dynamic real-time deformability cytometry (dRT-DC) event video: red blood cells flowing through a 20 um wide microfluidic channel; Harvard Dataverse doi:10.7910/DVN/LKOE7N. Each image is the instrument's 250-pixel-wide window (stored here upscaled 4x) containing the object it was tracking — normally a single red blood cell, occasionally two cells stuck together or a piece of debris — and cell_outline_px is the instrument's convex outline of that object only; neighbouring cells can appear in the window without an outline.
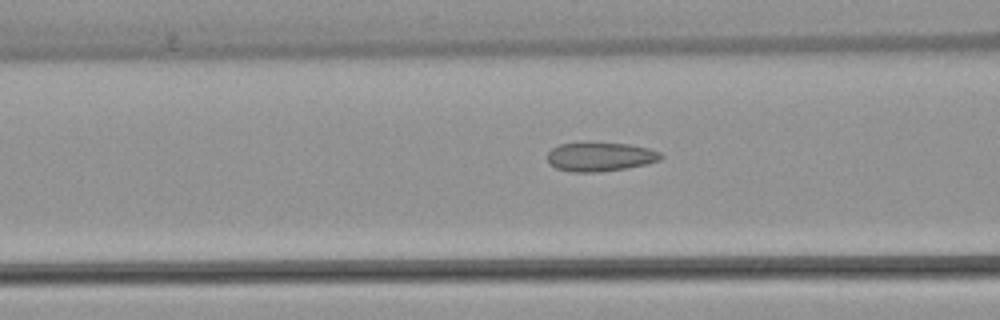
{"species": "common noctule bat (a hibernating species)", "species_latin": "Nyctalus noctula", "temperature_condition": "warm", "stored_images_in_passage": 50, "camera_frame_rate_fps": 3000, "um_per_image_px": 0.085, "animal": {"sex": "female", "body_mass_g": 22.7, "forearm_length_mm": 54.2}, "frame": {"image": 1, "passage_image": 20, "time_ms": 6.333, "image_size_px": [1000, 320], "cell_outline_px": [[664, 156], [660, 160], [648, 164], [600, 172], [572, 172], [556, 168], [548, 164], [548, 152], [552, 148], [560, 144], [628, 144], [648, 148], [660, 152]], "centroid_in_image_um": [51.02, 13.35], "position_along_channel_um": 115.6, "area_um2": 18.84}}
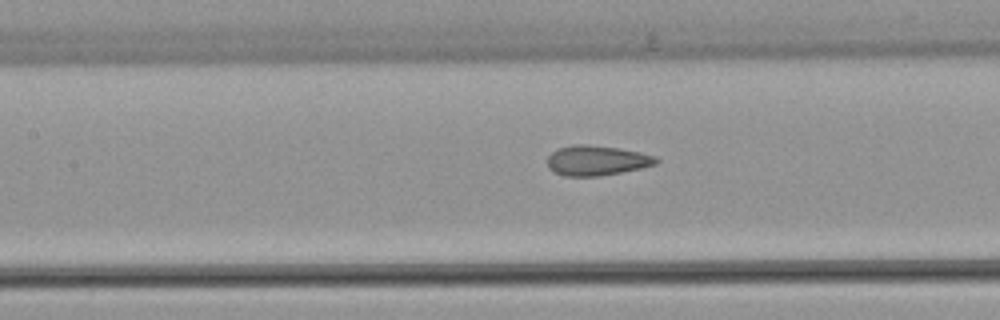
{"frame": {"image": 2, "passage_image": 23, "time_ms": 7.333, "image_size_px": [1000, 320], "cell_outline_px": [[660, 160], [656, 164], [640, 168], [600, 176], [564, 176], [552, 172], [548, 168], [548, 156], [552, 152], [560, 148], [572, 144], [588, 144], [616, 148], [640, 152], [656, 156]], "centroid_in_image_um": [50.7, 13.64], "position_along_channel_um": 156.7, "area_um2": 19.02}}
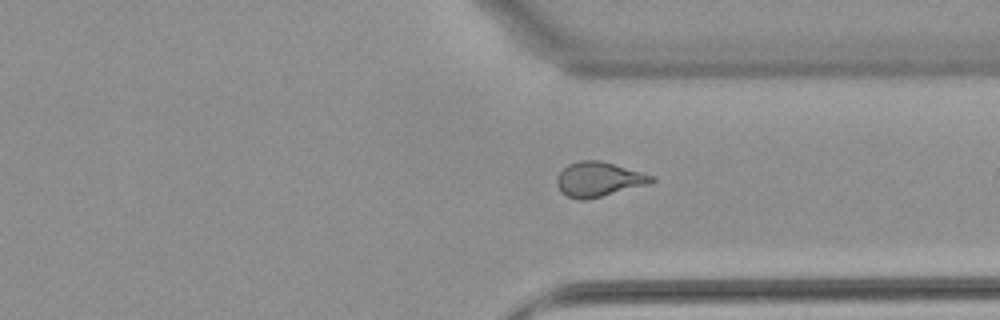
{"frame": {"image": 3, "passage_image": 38, "time_ms": 12.333, "image_size_px": [1000, 320], "cell_outline_px": [[656, 180], [648, 184], [584, 200], [580, 200], [568, 196], [556, 184], [556, 176], [568, 164], [580, 160], [600, 160], [656, 176]], "centroid_in_image_um": [50.9, 15.22], "position_along_channel_um": 360.5, "area_um2": 18.84}, "authors_computed_cell_mechanics": {"area_um2": 19.2763, "velocity_mm_per_s": 4.0786, "shape_relaxation_time_tau1_ms": 11.0772, "shape_relaxation_time_tau2_ms": 1.0083, "deformation_change_tau1": 0.2315, "deformation_change_tau2": 0.0903}}